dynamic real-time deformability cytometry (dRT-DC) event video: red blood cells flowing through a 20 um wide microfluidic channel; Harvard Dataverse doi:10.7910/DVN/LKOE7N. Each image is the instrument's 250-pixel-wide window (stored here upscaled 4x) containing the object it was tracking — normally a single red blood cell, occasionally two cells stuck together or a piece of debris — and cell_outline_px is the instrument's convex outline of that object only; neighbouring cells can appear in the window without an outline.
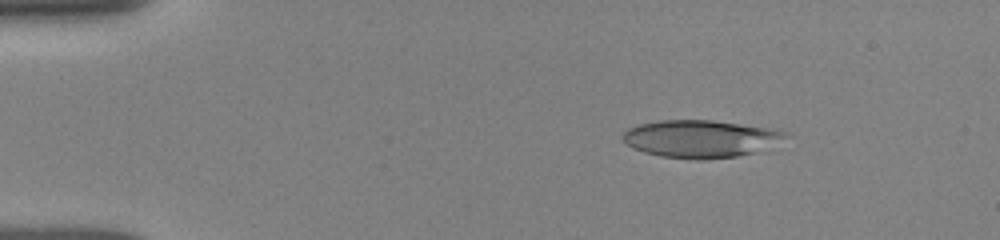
{"species": "human", "species_latin": "Homo sapiens", "temperature_condition": "room temperature", "stored_images_in_passage": 19, "camera_frame_rate_fps": 3000, "um_per_image_px": 0.085, "donor": {"sex": "female"}, "frame": {"image": 1, "passage_image": 1, "time_ms": 0.0, "image_size_px": [1000, 240], "cell_outline_px": [[792, 136], [760, 152], [736, 156], [704, 160], [696, 160], [660, 156], [644, 152], [632, 148], [620, 136], [628, 128], [640, 124], [660, 120], [712, 120], [780, 128], [792, 132]], "centroid_in_image_um": [59.68, 11.79], "position_along_channel_um": 25.3, "area_um2": 36.53}}
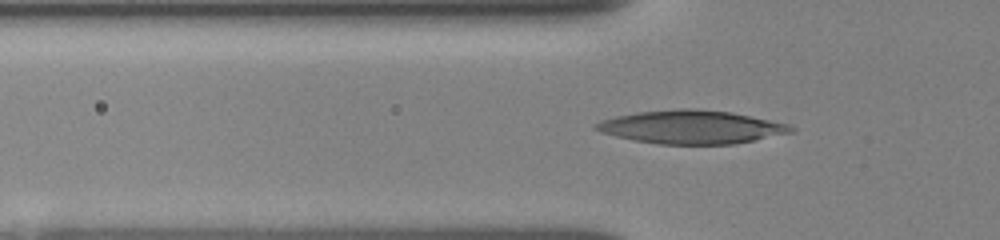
{"frame": {"image": 2, "passage_image": 14, "time_ms": 3.0, "image_size_px": [1000, 240], "cell_outline_px": [[796, 132], [736, 144], [660, 144], [632, 140], [600, 132], [592, 128], [592, 124], [600, 120], [616, 116], [640, 112], [676, 108], [692, 108], [732, 112], [788, 124], [796, 128]], "centroid_in_image_um": [58.77, 10.8], "position_along_channel_um": 67.0, "area_um2": 38.21}}
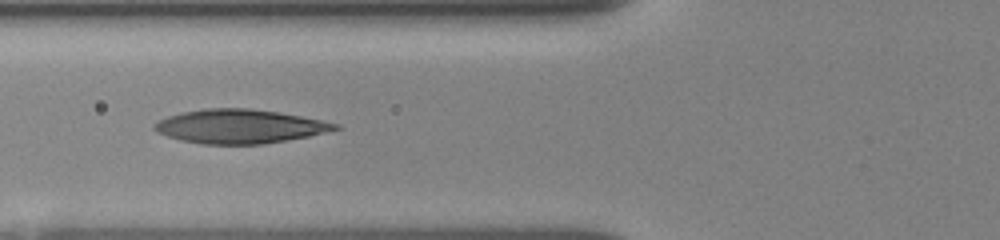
{"frame": {"image": 3, "passage_image": 18, "time_ms": 4.0, "image_size_px": [1000, 240], "cell_outline_px": [[340, 128], [308, 136], [264, 144], [200, 144], [180, 140], [156, 132], [152, 128], [152, 124], [168, 116], [184, 112], [204, 108], [248, 108], [276, 112], [300, 116], [340, 124]], "centroid_in_image_um": [20.32, 10.74], "position_along_channel_um": 105.5, "area_um2": 35.49}}